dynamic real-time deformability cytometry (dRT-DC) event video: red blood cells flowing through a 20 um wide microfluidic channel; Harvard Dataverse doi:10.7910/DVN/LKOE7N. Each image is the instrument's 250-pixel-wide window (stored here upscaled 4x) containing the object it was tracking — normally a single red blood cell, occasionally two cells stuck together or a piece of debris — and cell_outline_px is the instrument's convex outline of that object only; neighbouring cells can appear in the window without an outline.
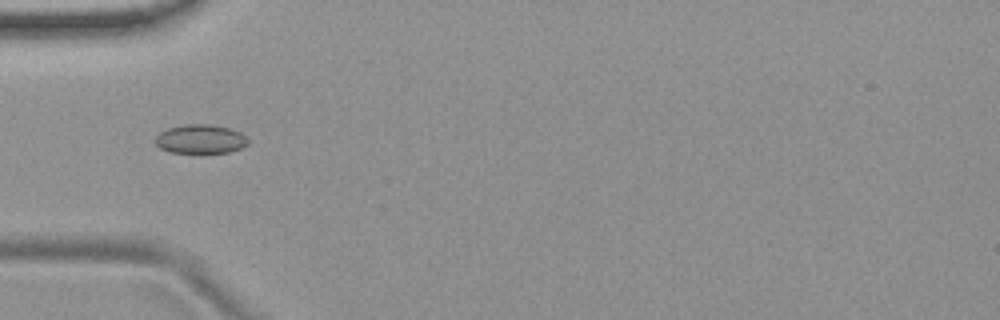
{"species": "common noctule bat (a hibernating species)", "species_latin": "Nyctalus noctula", "temperature_condition": "room temperature", "stored_images_in_passage": 54, "camera_frame_rate_fps": 3000, "um_per_image_px": 0.085, "animal": {"sex": "female", "body_mass_g": 19.9}, "frame": {"image": 1, "passage_image": 18, "time_ms": 5.667, "image_size_px": [1000, 320], "cell_outline_px": [[248, 144], [240, 148], [228, 152], [200, 156], [168, 152], [160, 148], [156, 144], [156, 136], [160, 132], [168, 128], [184, 124], [212, 124], [228, 128], [240, 132], [248, 140]], "centroid_in_image_um": [17.02, 11.87], "position_along_channel_um": 68.0, "area_um2": 16.36}}
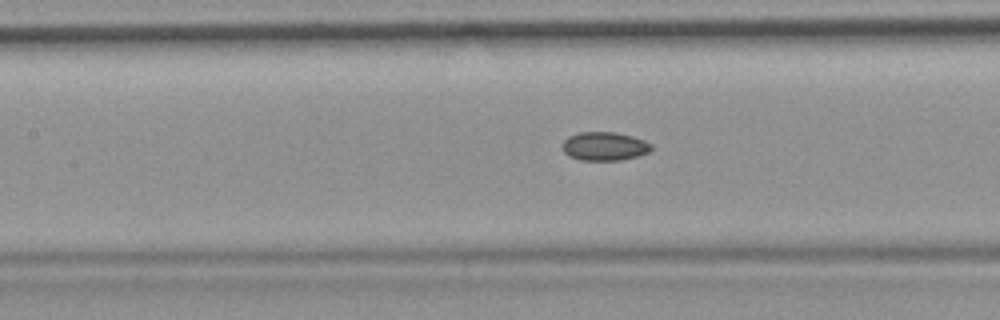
{"frame": {"image": 2, "passage_image": 25, "time_ms": 8.0, "image_size_px": [1000, 320], "cell_outline_px": [[652, 148], [648, 152], [636, 156], [620, 160], [580, 160], [568, 156], [564, 152], [564, 140], [568, 136], [580, 132], [616, 132], [632, 136], [644, 140], [652, 144]], "centroid_in_image_um": [51.38, 12.42], "position_along_channel_um": 156.0, "area_um2": 14.74}}
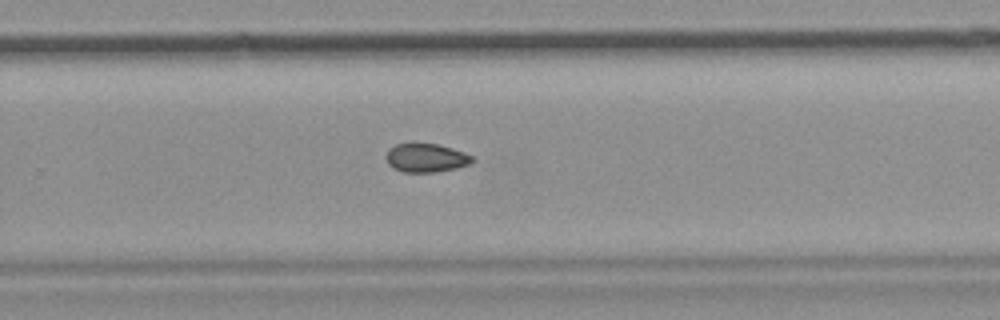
{"frame": {"image": 3, "passage_image": 36, "time_ms": 11.667, "image_size_px": [1000, 320], "cell_outline_px": [[476, 160], [468, 164], [456, 168], [436, 172], [404, 172], [392, 168], [388, 164], [384, 156], [388, 148], [396, 144], [412, 140], [436, 144], [452, 148], [464, 152], [472, 156]], "centroid_in_image_um": [36.15, 13.37], "position_along_channel_um": 293.7, "area_um2": 15.03}, "authors_computed_cell_mechanics": {"area_um2": 15.2303, "velocity_mm_per_s": 3.7686, "shape_relaxation_time_tau1_ms": null, "shape_relaxation_time_tau2_ms": 5.393, "deformation_change_tau1": null, "deformation_change_tau2": 0.0688}}